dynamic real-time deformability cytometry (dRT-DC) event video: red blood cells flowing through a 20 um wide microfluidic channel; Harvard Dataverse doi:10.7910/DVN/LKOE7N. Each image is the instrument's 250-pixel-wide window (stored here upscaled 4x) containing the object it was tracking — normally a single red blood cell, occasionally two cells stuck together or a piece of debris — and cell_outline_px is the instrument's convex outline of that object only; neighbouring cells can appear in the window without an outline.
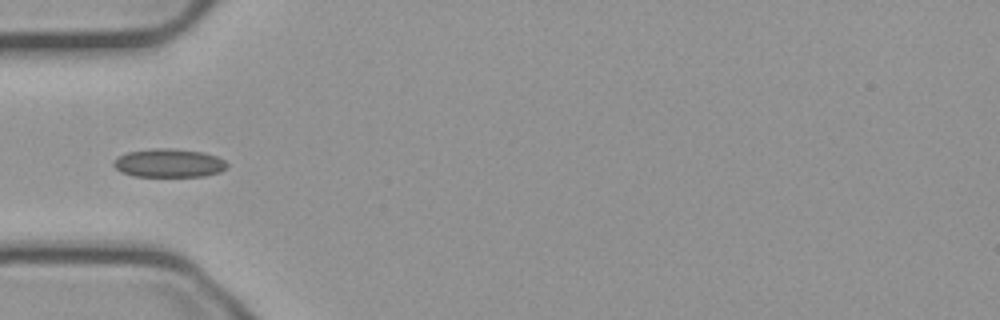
{"species": "common noctule bat (a hibernating species)", "species_latin": "Nyctalus noctula", "temperature_condition": "cold", "stored_images_in_passage": 38, "camera_frame_rate_fps": 3000, "um_per_image_px": 0.085, "animal": {"sex": "male", "body_mass_g": 23.1, "forearm_length_mm": 52.7}, "frame": {"image": 1, "passage_image": 1, "time_ms": 0.0, "image_size_px": [1000, 320], "cell_outline_px": [[228, 168], [220, 172], [204, 176], [132, 176], [120, 172], [112, 164], [120, 156], [128, 152], [156, 148], [172, 148], [204, 152], [216, 156], [224, 160], [228, 164]], "centroid_in_image_um": [14.39, 13.86], "position_along_channel_um": 70.6, "area_um2": 18.84}}
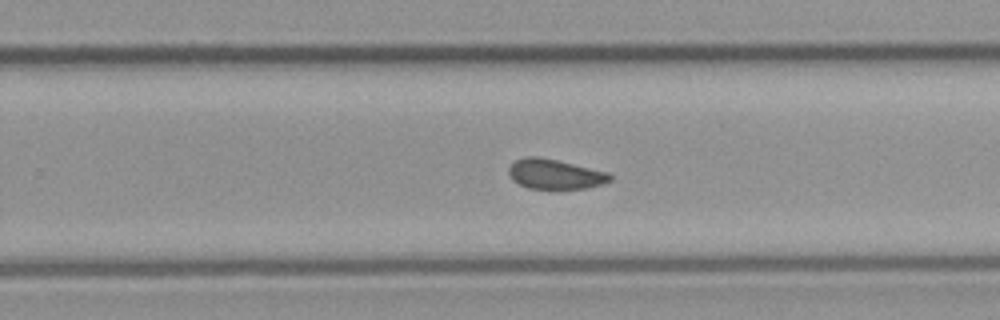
{"frame": {"image": 2, "passage_image": 18, "time_ms": 5.667, "image_size_px": [1000, 320], "cell_outline_px": [[612, 180], [604, 184], [588, 188], [528, 188], [512, 180], [508, 172], [508, 168], [516, 160], [524, 156], [536, 156], [556, 160], [608, 172], [612, 176]], "centroid_in_image_um": [47.18, 14.8], "position_along_channel_um": 282.6, "area_um2": 17.51}}
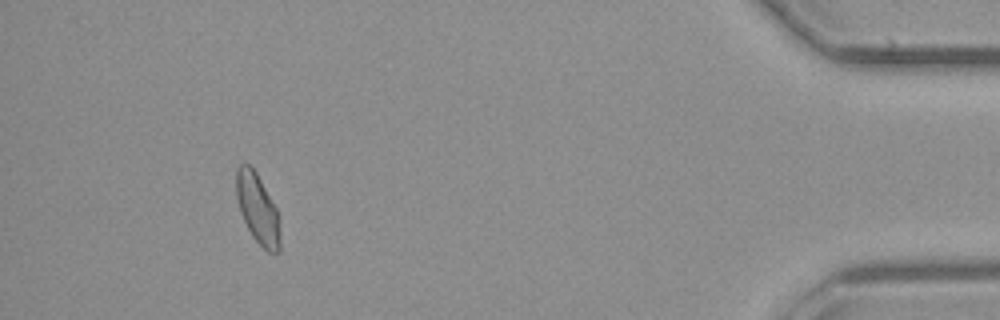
{"frame": {"image": 3, "passage_image": 34, "time_ms": 11.0, "image_size_px": [1000, 320], "cell_outline_px": [[280, 252], [268, 252], [252, 236], [240, 212], [236, 196], [236, 168], [240, 164], [248, 164], [256, 172], [276, 208], [280, 216]], "centroid_in_image_um": [21.91, 17.75], "position_along_channel_um": 413.3, "area_um2": 17.8}, "authors_computed_cell_mechanics": {"area_um2": 18.0047, "velocity_mm_per_s": 3.724, "shape_relaxation_time_tau1_ms": null, "shape_relaxation_time_tau2_ms": 2.4117, "deformation_change_tau1": null, "deformation_change_tau2": 0.0543}}